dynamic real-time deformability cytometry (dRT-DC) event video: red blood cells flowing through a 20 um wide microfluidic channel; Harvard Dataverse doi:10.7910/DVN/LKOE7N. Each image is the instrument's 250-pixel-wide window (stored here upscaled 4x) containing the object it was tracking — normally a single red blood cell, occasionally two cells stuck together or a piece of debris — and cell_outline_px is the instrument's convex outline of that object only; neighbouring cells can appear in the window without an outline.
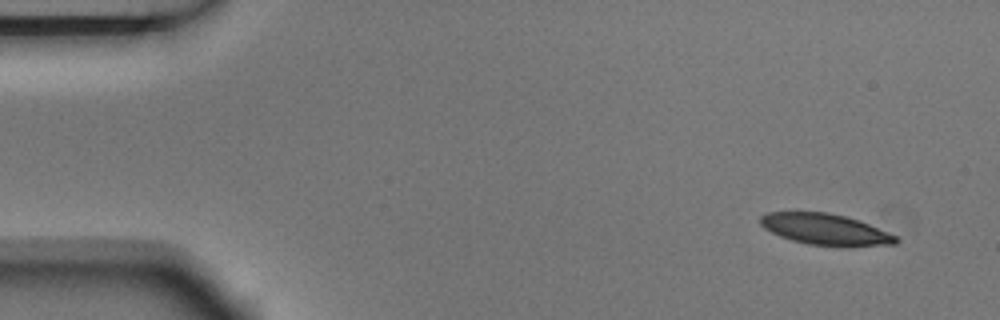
{"species": "Egyptian fruit bat (a non-hibernating species)", "species_latin": "Rousettus aegyptiacus", "temperature_condition": "room temperature", "stored_images_in_passage": 5, "camera_frame_rate_fps": 3000, "um_per_image_px": 0.085, "animal": {"sex": "male"}, "frame": {"image": 1, "passage_image": 1, "time_ms": 0.0, "image_size_px": [1000, 320], "cell_outline_px": [[900, 240], [896, 244], [848, 248], [844, 248], [808, 244], [792, 240], [780, 236], [764, 228], [760, 224], [760, 216], [768, 212], [828, 212], [860, 220], [896, 236]], "centroid_in_image_um": [70.2, 19.52], "position_along_channel_um": 14.8, "area_um2": 25.03}}
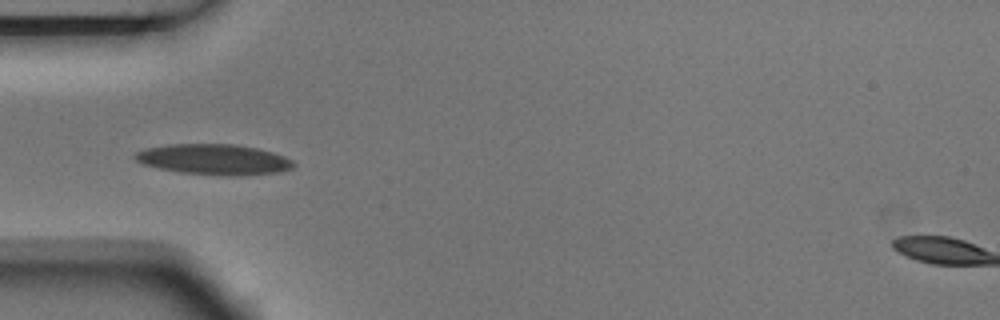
{"frame": {"image": 2, "passage_image": 4, "time_ms": 1.0, "image_size_px": [1000, 320], "cell_outline_px": [[296, 164], [292, 168], [280, 172], [236, 176], [224, 176], [180, 172], [160, 168], [144, 164], [136, 160], [132, 156], [136, 152], [144, 148], [168, 144], [236, 144], [256, 148], [272, 152], [284, 156], [292, 160]], "centroid_in_image_um": [18.19, 13.55], "position_along_channel_um": 66.8, "area_um2": 28.32}}
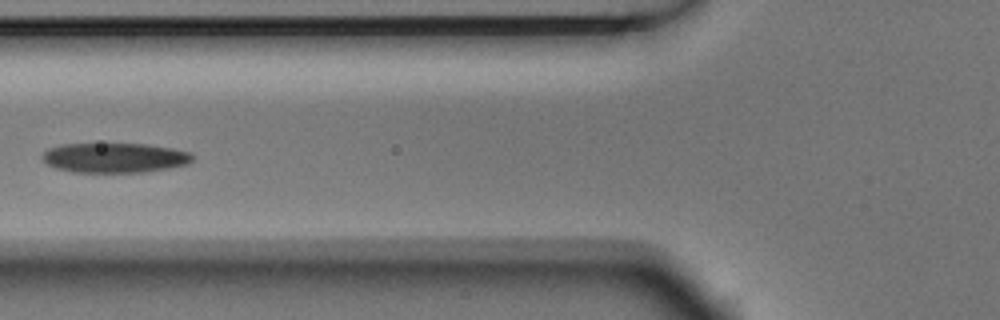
{"frame": {"image": 3, "passage_image": 5, "time_ms": 1.333, "image_size_px": [1000, 320], "cell_outline_px": [[192, 160], [188, 164], [168, 168], [144, 172], [72, 172], [56, 168], [48, 164], [40, 156], [48, 148], [64, 144], [144, 144], [172, 148], [188, 152], [192, 156]], "centroid_in_image_um": [9.72, 13.41], "position_along_channel_um": 116.1, "area_um2": 25.89}}